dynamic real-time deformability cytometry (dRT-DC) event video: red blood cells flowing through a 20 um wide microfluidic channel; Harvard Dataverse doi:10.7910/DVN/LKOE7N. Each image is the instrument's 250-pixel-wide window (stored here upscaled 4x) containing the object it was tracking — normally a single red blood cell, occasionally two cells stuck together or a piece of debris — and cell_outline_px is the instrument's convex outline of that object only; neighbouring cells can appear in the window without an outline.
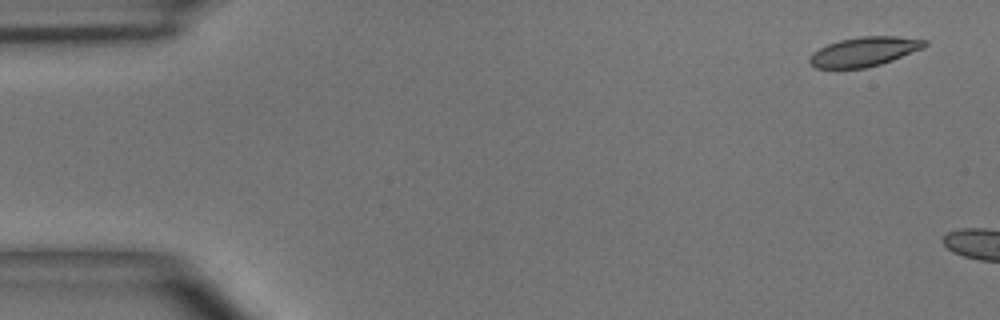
{"species": "common noctule bat (a hibernating species)", "species_latin": "Nyctalus noctula", "temperature_condition": "room temperature", "stored_images_in_passage": 9, "camera_frame_rate_fps": 3000, "um_per_image_px": 0.085, "animal": {"sex": "male", "body_mass_g": 15.6}, "frame": {"image": 1, "passage_image": 1, "time_ms": 0.0, "image_size_px": [1000, 320], "cell_outline_px": [[928, 44], [924, 48], [892, 60], [880, 64], [864, 68], [816, 68], [808, 64], [808, 60], [812, 52], [828, 44], [840, 40], [860, 36], [896, 36], [928, 40]], "centroid_in_image_um": [73.45, 4.39], "position_along_channel_um": 11.5, "area_um2": 19.77}}